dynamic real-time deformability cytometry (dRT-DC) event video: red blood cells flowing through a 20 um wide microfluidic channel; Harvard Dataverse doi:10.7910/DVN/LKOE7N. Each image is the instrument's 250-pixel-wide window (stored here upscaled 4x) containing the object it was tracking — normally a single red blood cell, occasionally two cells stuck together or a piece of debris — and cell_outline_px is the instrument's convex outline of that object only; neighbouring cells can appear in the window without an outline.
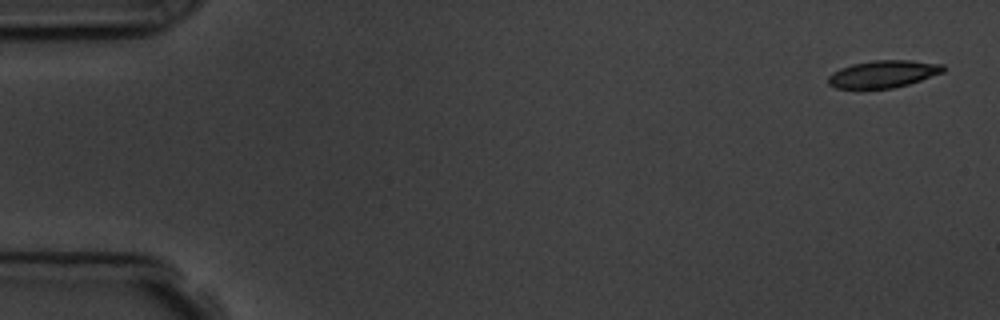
{"species": "common noctule bat (a hibernating species)", "species_latin": "Nyctalus noctula", "temperature_condition": "room temperature", "stored_images_in_passage": 5, "camera_frame_rate_fps": 3000, "um_per_image_px": 0.085, "animal": {"sex": "male", "body_mass_g": 19.5, "forearm_length_mm": 54.6}, "frame": {"image": 1, "passage_image": 1, "time_ms": 0.0, "image_size_px": [1000, 320], "cell_outline_px": [[944, 72], [908, 84], [892, 88], [836, 88], [828, 84], [828, 76], [832, 72], [840, 68], [852, 64], [872, 60], [912, 60], [944, 64]], "centroid_in_image_um": [75.07, 6.28], "position_along_channel_um": 9.9, "area_um2": 18.26}}
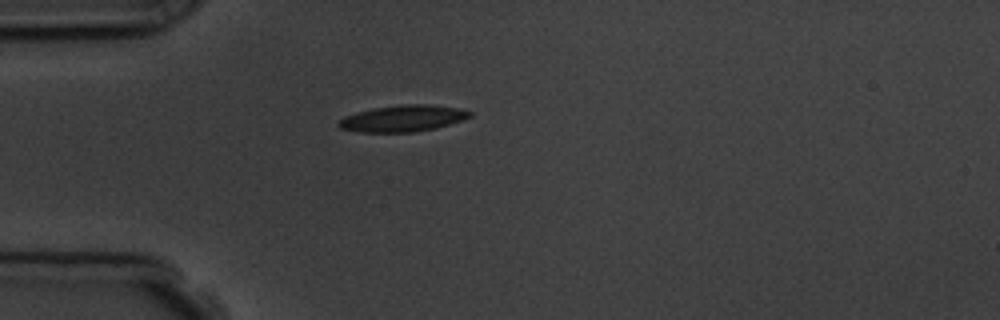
{"frame": {"image": 2, "passage_image": 5, "time_ms": 4.333, "image_size_px": [1000, 320], "cell_outline_px": [[472, 116], [436, 128], [412, 132], [360, 132], [340, 128], [336, 124], [344, 116], [356, 112], [376, 108], [400, 104], [428, 104], [460, 108], [472, 112]], "centroid_in_image_um": [34.23, 10.06], "position_along_channel_um": 50.8, "area_um2": 20.11}}